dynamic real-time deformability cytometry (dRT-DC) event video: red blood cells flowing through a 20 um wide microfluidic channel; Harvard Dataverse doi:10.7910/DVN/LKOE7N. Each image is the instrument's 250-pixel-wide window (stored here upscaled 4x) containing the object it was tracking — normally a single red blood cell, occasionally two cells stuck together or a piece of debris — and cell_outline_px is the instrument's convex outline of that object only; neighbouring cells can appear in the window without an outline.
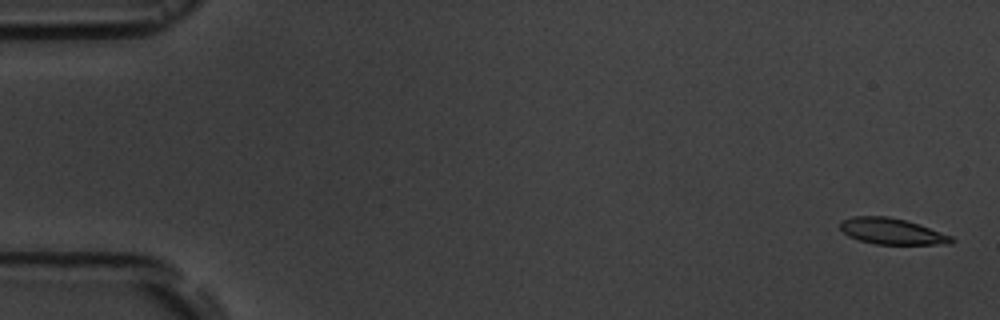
{"species": "common noctule bat (a hibernating species)", "species_latin": "Nyctalus noctula", "temperature_condition": "room temperature", "stored_images_in_passage": 17, "camera_frame_rate_fps": 3000, "um_per_image_px": 0.085, "animal": {"sex": "male", "body_mass_g": 19.5, "forearm_length_mm": 54.6}, "frame": {"image": 1, "passage_image": 1, "time_ms": 0.0, "image_size_px": [1000, 320], "cell_outline_px": [[956, 240], [952, 244], [876, 244], [860, 240], [848, 236], [840, 228], [840, 220], [852, 216], [888, 216], [920, 224], [952, 236]], "centroid_in_image_um": [75.82, 19.66], "position_along_channel_um": 9.2, "area_um2": 16.99}}
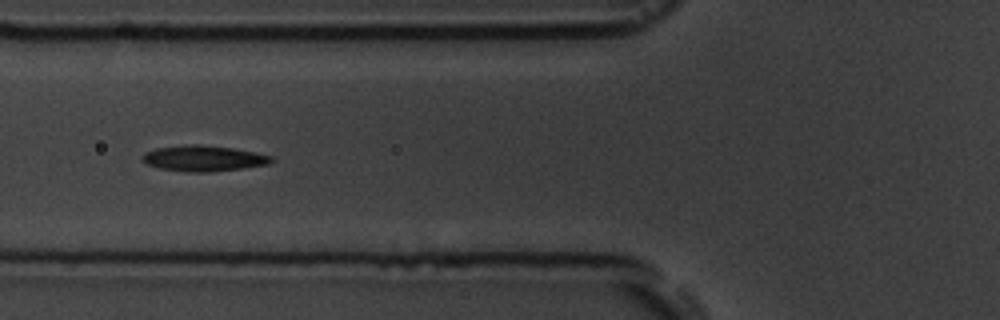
{"frame": {"image": 2, "passage_image": 7, "time_ms": 6.667, "image_size_px": [1000, 320], "cell_outline_px": [[276, 160], [268, 164], [240, 168], [208, 172], [184, 172], [160, 168], [148, 164], [140, 160], [140, 156], [144, 152], [156, 148], [184, 144], [200, 144], [232, 148], [256, 152], [272, 156]], "centroid_in_image_um": [17.26, 13.45], "position_along_channel_um": 108.5, "area_um2": 19.54}}
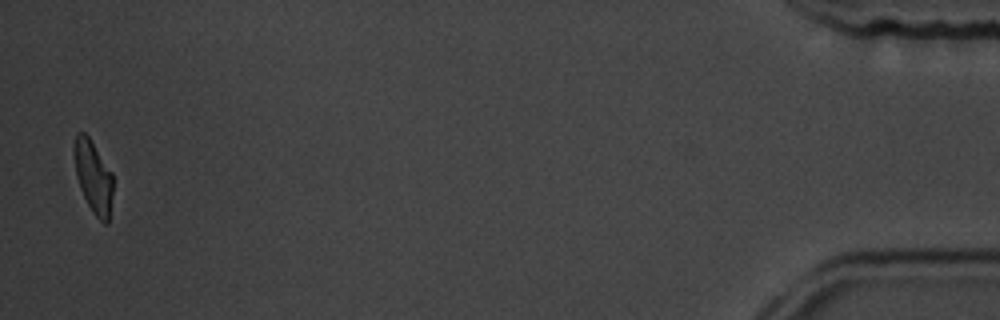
{"frame": {"image": 3, "passage_image": 17, "time_ms": 18.0, "image_size_px": [1000, 320], "cell_outline_px": [[112, 192], [108, 224], [104, 224], [92, 212], [80, 188], [76, 176], [72, 152], [76, 132], [84, 132], [88, 136], [112, 172]], "centroid_in_image_um": [7.9, 15.0], "position_along_channel_um": 427.3, "area_um2": 16.42}, "authors_computed_cell_mechanics": {"area_um2": 18.6116, "velocity_mm_per_s": 3.6145, "shape_relaxation_time_tau1_ms": 7.6079, "shape_relaxation_time_tau2_ms": 3.9323, "deformation_change_tau1": 0.1828, "deformation_change_tau2": 0.1051}}